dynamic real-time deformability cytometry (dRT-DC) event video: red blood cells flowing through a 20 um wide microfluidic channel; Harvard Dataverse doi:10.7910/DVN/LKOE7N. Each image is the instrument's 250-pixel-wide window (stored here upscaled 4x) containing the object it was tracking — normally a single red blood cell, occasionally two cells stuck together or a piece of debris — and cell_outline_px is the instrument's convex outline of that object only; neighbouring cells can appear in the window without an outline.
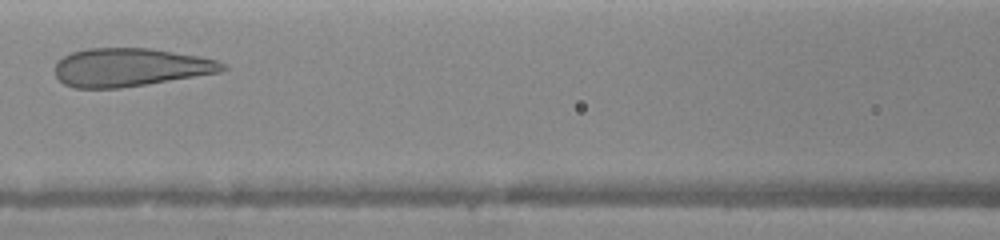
{"species": "human", "species_latin": "Homo sapiens", "temperature_condition": "warm", "stored_images_in_passage": 3, "camera_frame_rate_fps": 3000, "um_per_image_px": 0.085, "donor": {"sex": "female"}, "frame": {"image": 1, "passage_image": 3, "time_ms": 2.333, "image_size_px": [1000, 240], "cell_outline_px": [[228, 68], [224, 72], [120, 88], [72, 88], [64, 84], [56, 76], [56, 64], [64, 56], [72, 52], [88, 48], [148, 48], [196, 56], [216, 60], [224, 64]], "centroid_in_image_um": [11.07, 5.73], "position_along_channel_um": 155.5, "area_um2": 37.17}}